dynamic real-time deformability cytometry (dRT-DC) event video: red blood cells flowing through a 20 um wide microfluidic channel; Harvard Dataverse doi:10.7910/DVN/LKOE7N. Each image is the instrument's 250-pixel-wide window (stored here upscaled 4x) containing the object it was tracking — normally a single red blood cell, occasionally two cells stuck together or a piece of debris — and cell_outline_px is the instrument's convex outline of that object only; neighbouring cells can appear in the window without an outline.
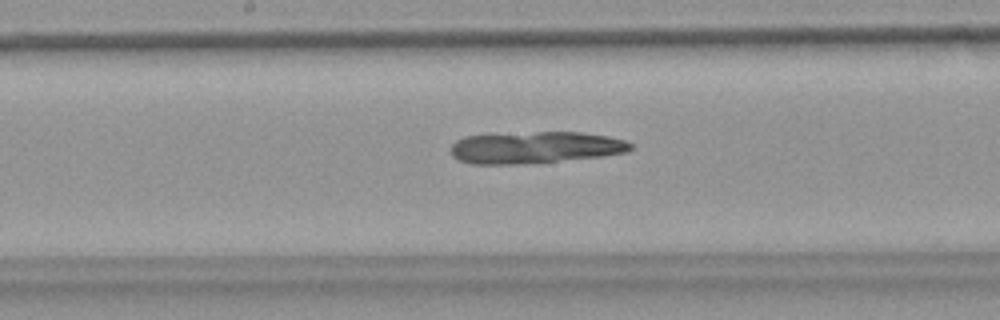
{"species": "common noctule bat (a hibernating species)", "species_latin": "Nyctalus noctula", "temperature_condition": "warm", "stored_images_in_passage": 34, "camera_frame_rate_fps": 3000, "um_per_image_px": 0.085, "animal": {"sex": "female", "body_mass_g": 18.4}, "frame": {"image": 1, "passage_image": 12, "time_ms": 3.667, "image_size_px": [1000, 320], "cell_outline_px": [[632, 148], [628, 152], [604, 156], [532, 164], [472, 164], [460, 160], [452, 156], [452, 144], [456, 140], [464, 136], [536, 132], [580, 132], [608, 136], [624, 140], [632, 144]], "centroid_in_image_um": [45.52, 12.55], "position_along_channel_um": 202.7, "area_um2": 33.52}}
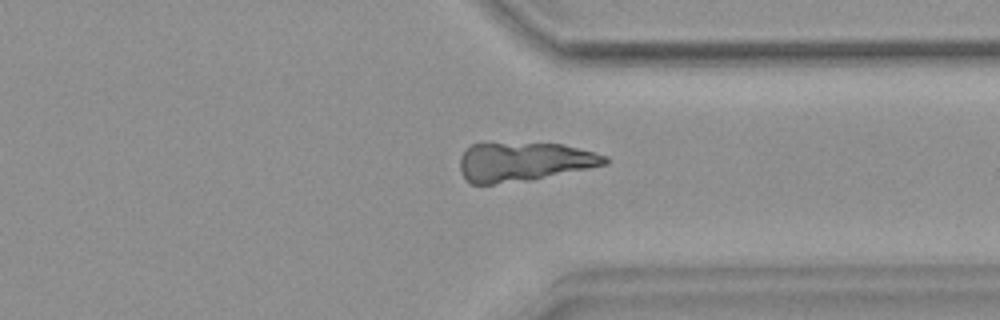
{"frame": {"image": 2, "passage_image": 25, "time_ms": 8.0, "image_size_px": [1000, 320], "cell_outline_px": [[608, 164], [532, 180], [492, 184], [472, 184], [464, 180], [460, 172], [460, 156], [472, 144], [564, 144], [608, 156]], "centroid_in_image_um": [44.52, 13.77], "position_along_channel_um": 366.9, "area_um2": 32.83}}
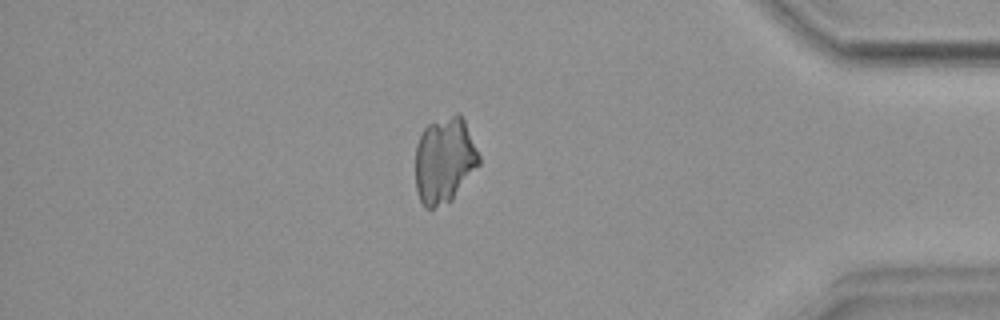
{"frame": {"image": 3, "passage_image": 30, "time_ms": 9.667, "image_size_px": [1000, 320], "cell_outline_px": [[480, 164], [452, 200], [432, 208], [424, 208], [416, 192], [416, 144], [424, 128], [428, 124], [456, 112], [460, 112], [464, 120], [480, 156]], "centroid_in_image_um": [37.78, 13.61], "position_along_channel_um": 397.4, "area_um2": 31.96}}